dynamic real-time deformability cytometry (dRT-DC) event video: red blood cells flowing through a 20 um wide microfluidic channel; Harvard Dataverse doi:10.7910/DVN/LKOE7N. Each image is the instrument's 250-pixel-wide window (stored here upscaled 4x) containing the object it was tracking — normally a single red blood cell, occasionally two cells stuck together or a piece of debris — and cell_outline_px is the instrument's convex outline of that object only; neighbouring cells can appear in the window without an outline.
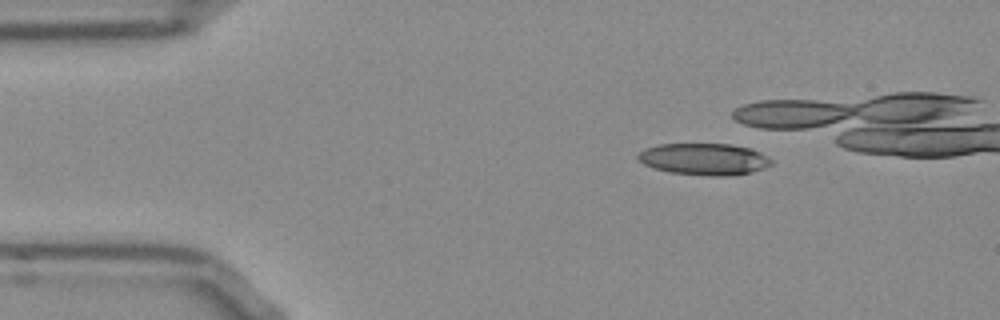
{"species": "Egyptian fruit bat (a non-hibernating species)", "species_latin": "Rousettus aegyptiacus", "temperature_condition": "room temperature", "stored_images_in_passage": 38, "camera_frame_rate_fps": 3000, "um_per_image_px": 0.085, "frame": {"image": 1, "passage_image": 6, "time_ms": 1.667, "image_size_px": [1000, 320], "cell_outline_px": [[772, 164], [764, 168], [748, 172], [724, 176], [708, 176], [668, 172], [644, 164], [636, 160], [636, 156], [644, 148], [660, 144], [732, 144], [752, 148], [772, 160]], "centroid_in_image_um": [59.81, 13.52], "position_along_channel_um": 25.2, "area_um2": 24.62}}